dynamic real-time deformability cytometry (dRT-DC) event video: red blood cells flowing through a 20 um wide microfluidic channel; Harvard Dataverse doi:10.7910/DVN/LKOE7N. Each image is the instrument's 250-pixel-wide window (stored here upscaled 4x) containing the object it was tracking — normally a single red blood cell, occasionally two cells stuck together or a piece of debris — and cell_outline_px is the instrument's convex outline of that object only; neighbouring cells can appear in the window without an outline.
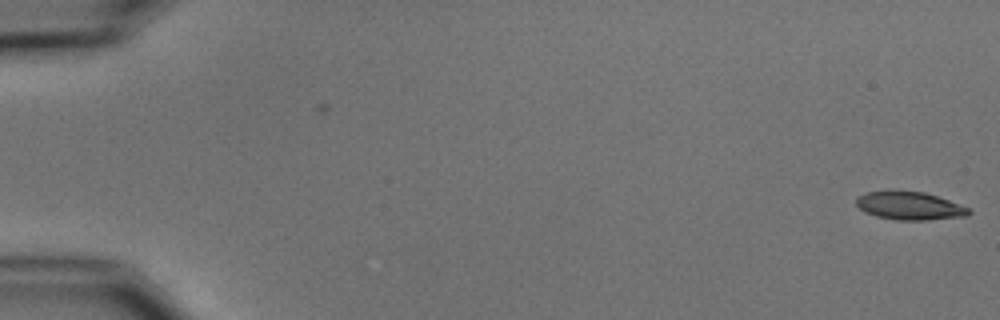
{"species": "common noctule bat (a hibernating species)", "species_latin": "Nyctalus noctula", "temperature_condition": "cold", "stored_images_in_passage": 7, "camera_frame_rate_fps": 3000, "um_per_image_px": 0.085, "animal": {"sex": "male", "body_mass_g": 15.6}, "frame": {"image": 1, "passage_image": 1, "time_ms": 0.0, "image_size_px": [1000, 320], "cell_outline_px": [[972, 212], [968, 216], [928, 220], [896, 220], [876, 216], [864, 212], [856, 204], [856, 196], [868, 192], [892, 188], [924, 192], [972, 208]], "centroid_in_image_um": [77.31, 17.47], "position_along_channel_um": 7.7, "area_um2": 19.07}}
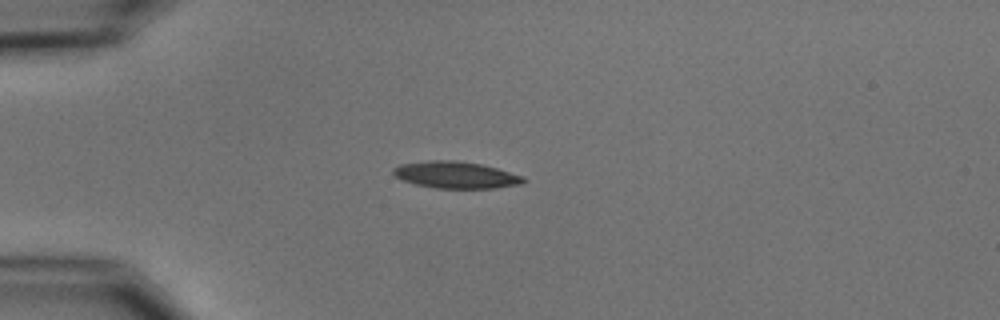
{"frame": {"image": 2, "passage_image": 5, "time_ms": 4.667, "image_size_px": [1000, 320], "cell_outline_px": [[528, 180], [524, 184], [496, 188], [436, 188], [416, 184], [404, 180], [396, 176], [392, 172], [392, 168], [400, 164], [428, 160], [456, 160], [480, 164], [496, 168], [524, 176]], "centroid_in_image_um": [38.78, 14.86], "position_along_channel_um": 46.2, "area_um2": 20.4}}